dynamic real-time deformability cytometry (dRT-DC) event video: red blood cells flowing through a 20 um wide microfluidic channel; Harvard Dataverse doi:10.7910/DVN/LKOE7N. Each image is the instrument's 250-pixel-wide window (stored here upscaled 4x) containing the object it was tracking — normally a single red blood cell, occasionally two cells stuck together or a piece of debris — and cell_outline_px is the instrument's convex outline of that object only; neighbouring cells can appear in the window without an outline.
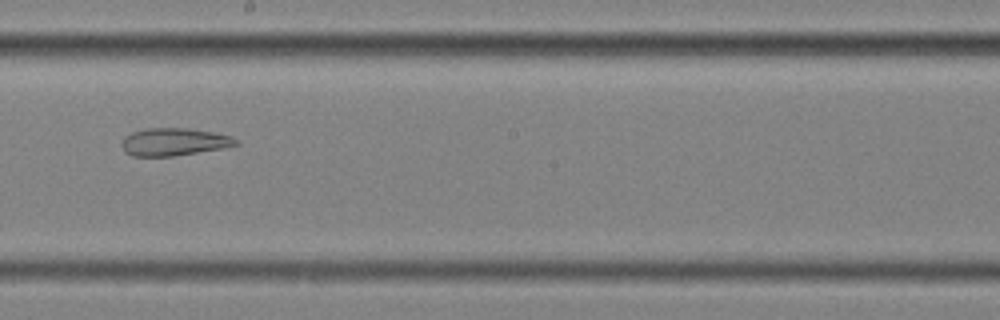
{"species": "common noctule bat (a hibernating species)", "species_latin": "Nyctalus noctula", "temperature_condition": "cold", "stored_images_in_passage": 57, "segment_of_instrument_passage": [2, 2], "camera_frame_rate_fps": 3000, "um_per_image_px": 0.085, "animal": {"sex": "female", "body_mass_g": 25.1}, "frame": {"image": 1, "passage_image": 33, "time_ms": 10.667, "image_size_px": [1000, 320], "cell_outline_px": [[240, 144], [220, 148], [172, 156], [132, 156], [124, 152], [120, 144], [124, 136], [132, 132], [144, 128], [188, 128], [212, 132], [232, 136], [240, 140]], "centroid_in_image_um": [14.75, 12.05], "position_along_channel_um": 233.4, "area_um2": 18.44}}
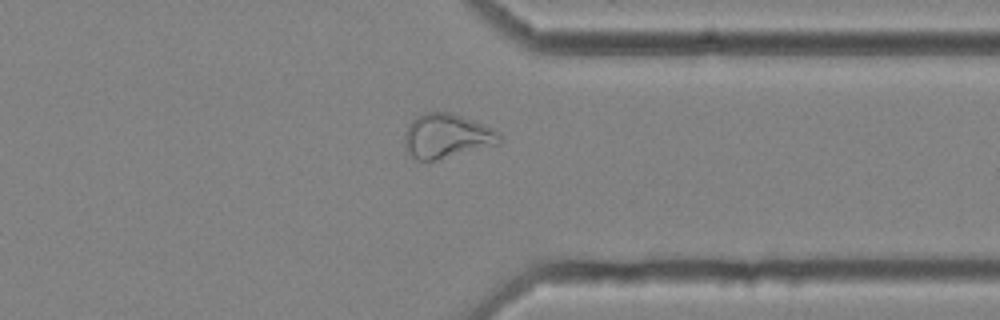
{"frame": {"image": 2, "passage_image": 45, "time_ms": 14.667, "image_size_px": [1000, 320], "cell_outline_px": [[500, 144], [432, 160], [420, 160], [412, 156], [408, 152], [404, 144], [404, 136], [408, 124], [416, 116], [428, 112], [448, 112], [472, 120], [492, 128], [500, 132]], "centroid_in_image_um": [37.96, 11.55], "position_along_channel_um": 373.4, "area_um2": 24.1}}
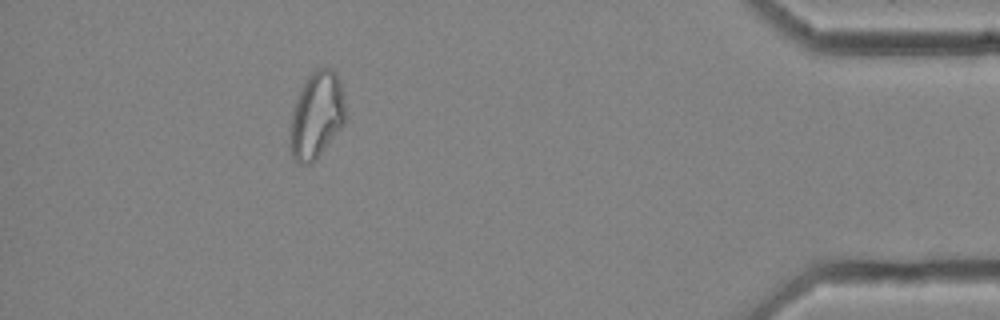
{"frame": {"image": 3, "passage_image": 52, "time_ms": 17.0, "image_size_px": [1000, 320], "cell_outline_px": [[344, 124], [316, 160], [312, 164], [300, 164], [292, 156], [288, 144], [292, 112], [296, 100], [308, 76], [316, 68], [332, 68], [336, 72], [340, 80], [344, 100]], "centroid_in_image_um": [26.89, 9.82], "position_along_channel_um": 408.3, "area_um2": 27.98}}